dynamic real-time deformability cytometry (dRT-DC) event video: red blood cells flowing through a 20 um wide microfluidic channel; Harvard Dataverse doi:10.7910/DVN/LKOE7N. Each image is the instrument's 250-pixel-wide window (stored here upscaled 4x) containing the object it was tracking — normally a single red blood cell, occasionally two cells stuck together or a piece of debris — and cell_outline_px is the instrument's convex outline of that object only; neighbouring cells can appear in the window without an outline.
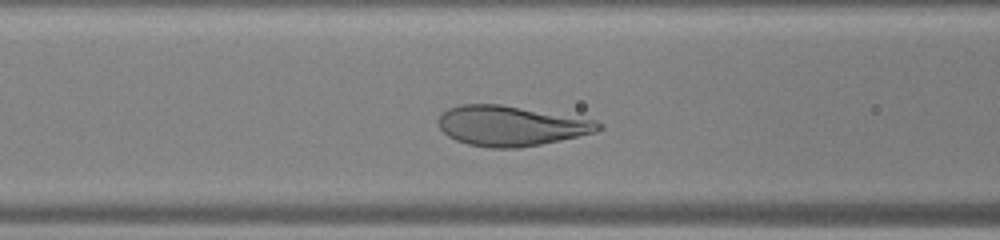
{"species": "human", "species_latin": "Homo sapiens", "temperature_condition": "warm", "stored_images_in_passage": 30, "camera_frame_rate_fps": 3000, "um_per_image_px": 0.085, "donor": {"sex": "male"}, "frame": {"image": 1, "passage_image": 10, "time_ms": 3.0, "image_size_px": [1000, 240], "cell_outline_px": [[604, 128], [596, 132], [560, 140], [520, 148], [488, 148], [468, 144], [456, 140], [448, 136], [436, 124], [440, 116], [448, 108], [460, 104], [500, 104], [596, 120], [604, 124]], "centroid_in_image_um": [43.43, 10.7], "position_along_channel_um": 123.2, "area_um2": 37.45}}
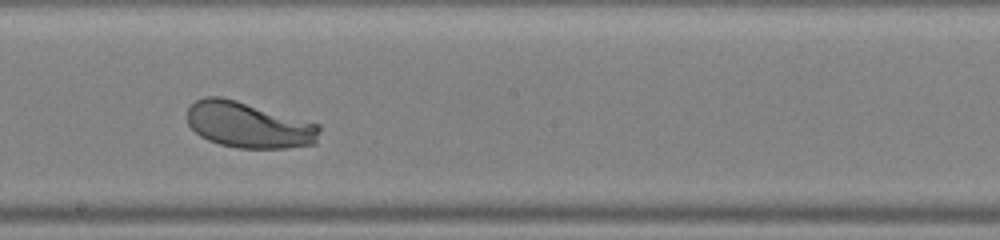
{"frame": {"image": 2, "passage_image": 17, "time_ms": 5.333, "image_size_px": [1000, 240], "cell_outline_px": [[320, 128], [316, 144], [288, 148], [236, 148], [220, 144], [208, 140], [200, 136], [188, 124], [188, 108], [196, 100], [204, 96], [220, 96], [236, 100], [320, 124]], "centroid_in_image_um": [21.14, 10.63], "position_along_channel_um": 227.1, "area_um2": 35.43}}
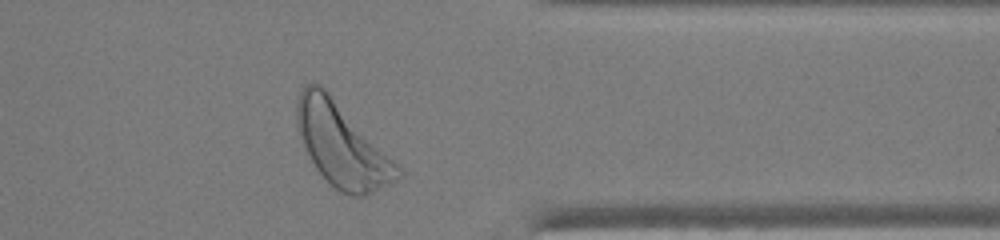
{"frame": {"image": 3, "passage_image": 28, "time_ms": 9.0, "image_size_px": [1000, 240], "cell_outline_px": [[404, 176], [364, 196], [352, 196], [340, 192], [316, 168], [300, 136], [296, 124], [296, 104], [300, 92], [312, 80], [320, 84], [328, 92], [404, 172]], "centroid_in_image_um": [29.04, 12.33], "position_along_channel_um": 382.4, "area_um2": 47.51}}